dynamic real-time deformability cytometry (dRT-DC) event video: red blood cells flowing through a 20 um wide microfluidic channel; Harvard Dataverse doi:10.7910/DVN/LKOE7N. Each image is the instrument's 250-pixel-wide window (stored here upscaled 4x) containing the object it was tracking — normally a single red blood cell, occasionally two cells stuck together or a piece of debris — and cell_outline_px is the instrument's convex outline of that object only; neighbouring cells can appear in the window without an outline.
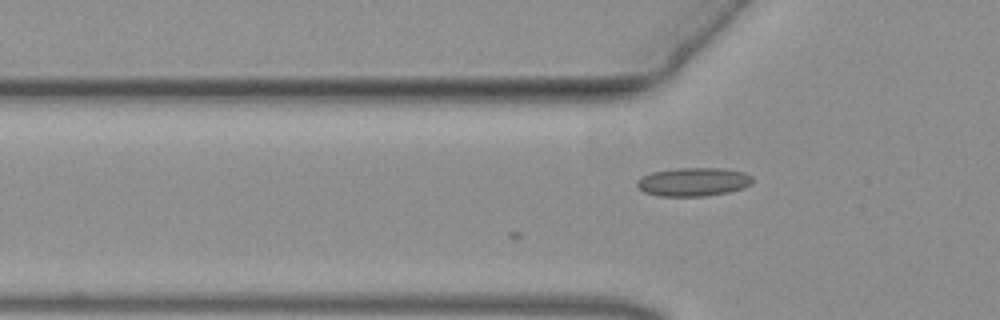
{"species": "common noctule bat (a hibernating species)", "species_latin": "Nyctalus noctula", "temperature_condition": "warm", "stored_images_in_passage": 3, "camera_frame_rate_fps": 3000, "um_per_image_px": 0.085, "animal": {"sex": "female", "body_mass_g": 19.3, "forearm_length_mm": 54.1}, "frame": {"image": 1, "passage_image": 3, "time_ms": 0.667, "image_size_px": [1000, 320], "cell_outline_px": [[752, 184], [744, 188], [728, 192], [704, 196], [660, 196], [644, 192], [636, 184], [636, 180], [640, 176], [652, 172], [676, 168], [724, 168], [744, 172], [752, 176]], "centroid_in_image_um": [58.93, 15.45], "position_along_channel_um": 66.9, "area_um2": 19.36}}